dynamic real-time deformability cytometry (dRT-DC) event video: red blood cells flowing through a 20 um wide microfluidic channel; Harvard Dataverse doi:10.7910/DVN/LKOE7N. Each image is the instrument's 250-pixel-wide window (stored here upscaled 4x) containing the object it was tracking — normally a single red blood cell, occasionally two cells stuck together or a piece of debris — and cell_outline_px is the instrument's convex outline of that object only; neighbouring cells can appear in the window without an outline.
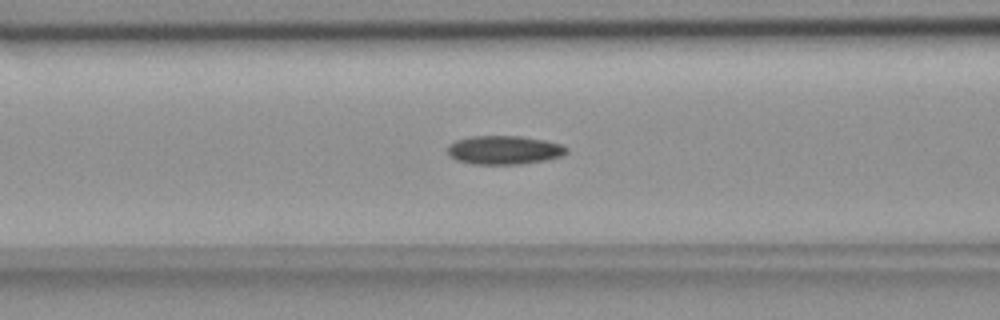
{"species": "common noctule bat (a hibernating species)", "species_latin": "Nyctalus noctula", "temperature_condition": "room temperature", "stored_images_in_passage": 40, "camera_frame_rate_fps": 3000, "um_per_image_px": 0.085, "animal": {"sex": "female", "body_mass_g": 18.4}, "frame": {"image": 1, "passage_image": 7, "time_ms": 2.0, "image_size_px": [1000, 320], "cell_outline_px": [[568, 152], [560, 156], [544, 160], [520, 164], [472, 164], [456, 160], [448, 156], [448, 144], [456, 140], [472, 136], [520, 136], [544, 140], [560, 144], [568, 148]], "centroid_in_image_um": [42.81, 12.75], "position_along_channel_um": 123.8, "area_um2": 19.88}}
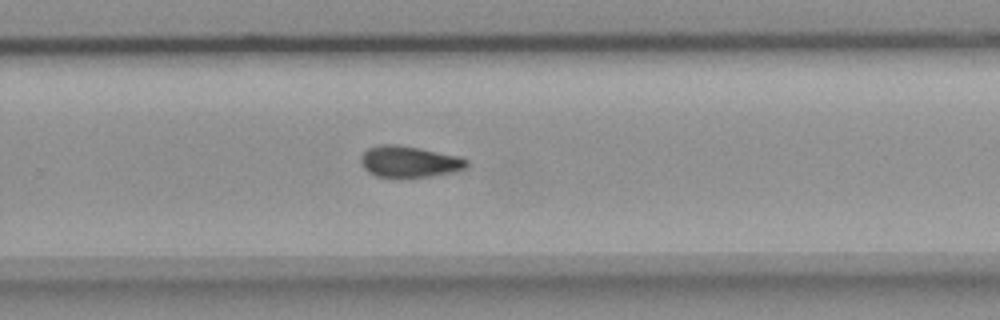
{"frame": {"image": 2, "passage_image": 21, "time_ms": 6.667, "image_size_px": [1000, 320], "cell_outline_px": [[468, 164], [464, 168], [448, 172], [428, 176], [376, 176], [368, 172], [360, 164], [360, 156], [368, 148], [380, 144], [400, 144], [460, 156], [468, 160]], "centroid_in_image_um": [34.74, 13.7], "position_along_channel_um": 295.1, "area_um2": 19.07}}
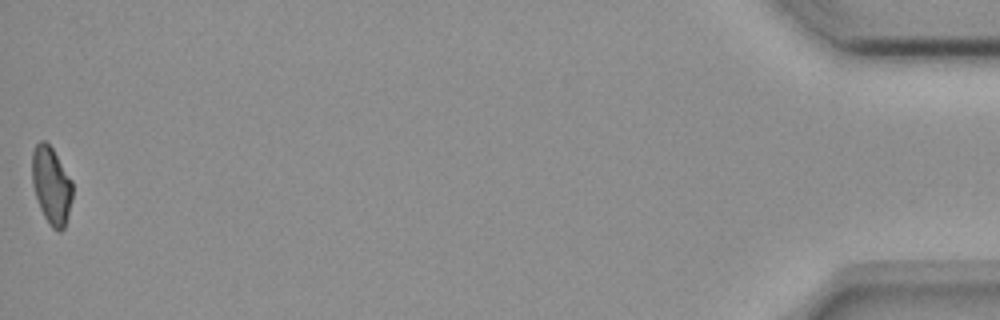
{"frame": {"image": 3, "passage_image": 40, "time_ms": 13.0, "image_size_px": [1000, 320], "cell_outline_px": [[72, 200], [68, 216], [64, 228], [60, 232], [56, 232], [48, 224], [40, 208], [32, 184], [32, 152], [36, 144], [40, 140], [44, 140], [52, 148], [72, 180]], "centroid_in_image_um": [4.37, 15.79], "position_along_channel_um": 430.8, "area_um2": 18.32}, "authors_computed_cell_mechanics": {"area_um2": 19.3341, "velocity_mm_per_s": 3.676, "shape_relaxation_time_tau1_ms": null, "shape_relaxation_time_tau2_ms": 9.4748, "deformation_change_tau1": null, "deformation_change_tau2": 0.1469}}